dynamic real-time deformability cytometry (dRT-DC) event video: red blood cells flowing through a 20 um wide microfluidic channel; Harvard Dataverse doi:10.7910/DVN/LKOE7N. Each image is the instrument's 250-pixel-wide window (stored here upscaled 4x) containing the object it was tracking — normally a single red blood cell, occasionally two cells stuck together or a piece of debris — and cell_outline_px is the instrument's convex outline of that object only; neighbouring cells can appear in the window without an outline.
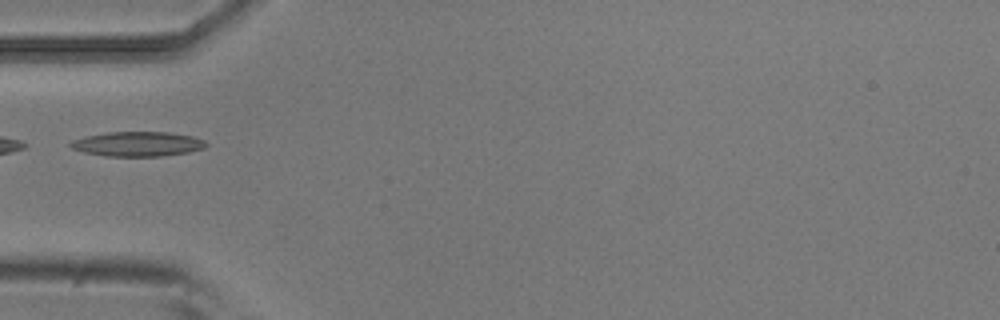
{"species": "common noctule bat (a hibernating species)", "species_latin": "Nyctalus noctula", "temperature_condition": "room temperature", "stored_images_in_passage": 5, "camera_frame_rate_fps": 3000, "um_per_image_px": 0.085, "animal": {"sex": "male", "body_mass_g": 20.5, "forearm_length_mm": 52.5}, "frame": {"image": 1, "passage_image": 5, "time_ms": 1.333, "image_size_px": [1000, 320], "cell_outline_px": [[208, 144], [204, 148], [188, 152], [160, 156], [104, 156], [84, 152], [72, 148], [68, 144], [72, 140], [88, 136], [108, 132], [168, 132], [192, 136], [204, 140]], "centroid_in_image_um": [11.7, 12.24], "position_along_channel_um": 73.3, "area_um2": 19.36}}